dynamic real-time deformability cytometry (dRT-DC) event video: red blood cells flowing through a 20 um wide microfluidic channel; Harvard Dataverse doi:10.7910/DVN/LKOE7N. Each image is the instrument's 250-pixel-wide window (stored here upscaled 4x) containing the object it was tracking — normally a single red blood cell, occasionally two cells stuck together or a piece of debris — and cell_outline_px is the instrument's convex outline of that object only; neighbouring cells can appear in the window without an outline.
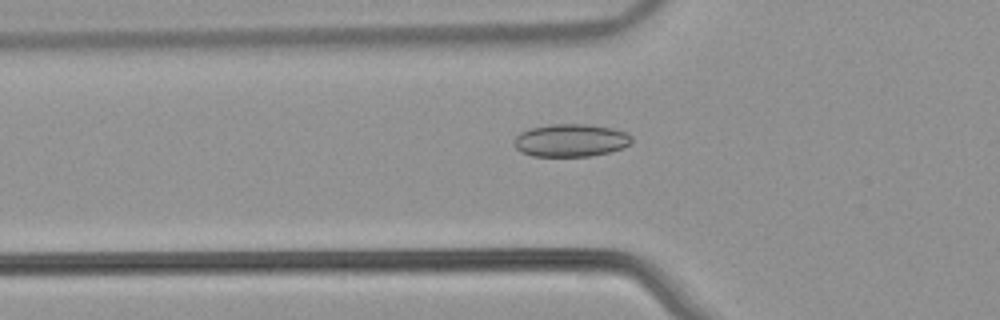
{"species": "common noctule bat (a hibernating species)", "species_latin": "Nyctalus noctula", "temperature_condition": "warm", "stored_images_in_passage": 38, "camera_frame_rate_fps": 3000, "um_per_image_px": 0.085, "animal": {"sex": "male", "body_mass_g": 21.5, "forearm_length_mm": 52.0}, "frame": {"image": 1, "passage_image": 8, "time_ms": 2.333, "image_size_px": [1000, 320], "cell_outline_px": [[632, 140], [628, 144], [620, 148], [608, 152], [588, 156], [532, 156], [520, 152], [516, 148], [516, 136], [520, 132], [532, 128], [552, 124], [588, 124], [612, 128], [628, 132], [632, 136]], "centroid_in_image_um": [48.52, 11.92], "position_along_channel_um": 77.3, "area_um2": 22.25}}
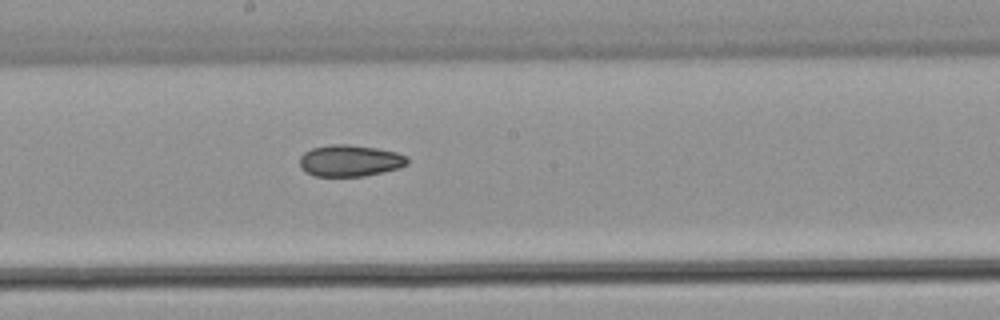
{"frame": {"image": 2, "passage_image": 19, "time_ms": 6.0, "image_size_px": [1000, 320], "cell_outline_px": [[408, 164], [400, 168], [384, 172], [364, 176], [316, 176], [304, 172], [300, 168], [300, 156], [304, 152], [312, 148], [328, 144], [348, 144], [376, 148], [396, 152], [408, 156]], "centroid_in_image_um": [29.74, 13.66], "position_along_channel_um": 218.5, "area_um2": 20.06}}
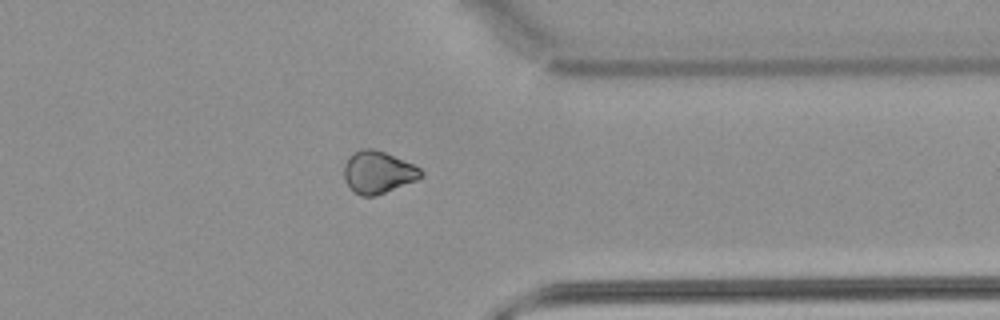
{"frame": {"image": 3, "passage_image": 32, "time_ms": 10.333, "image_size_px": [1000, 320], "cell_outline_px": [[424, 176], [416, 180], [376, 196], [360, 196], [352, 192], [344, 180], [344, 164], [352, 152], [364, 148], [372, 148], [384, 152], [412, 164], [420, 168], [424, 172]], "centroid_in_image_um": [32.1, 14.65], "position_along_channel_um": 379.3, "area_um2": 19.07}}